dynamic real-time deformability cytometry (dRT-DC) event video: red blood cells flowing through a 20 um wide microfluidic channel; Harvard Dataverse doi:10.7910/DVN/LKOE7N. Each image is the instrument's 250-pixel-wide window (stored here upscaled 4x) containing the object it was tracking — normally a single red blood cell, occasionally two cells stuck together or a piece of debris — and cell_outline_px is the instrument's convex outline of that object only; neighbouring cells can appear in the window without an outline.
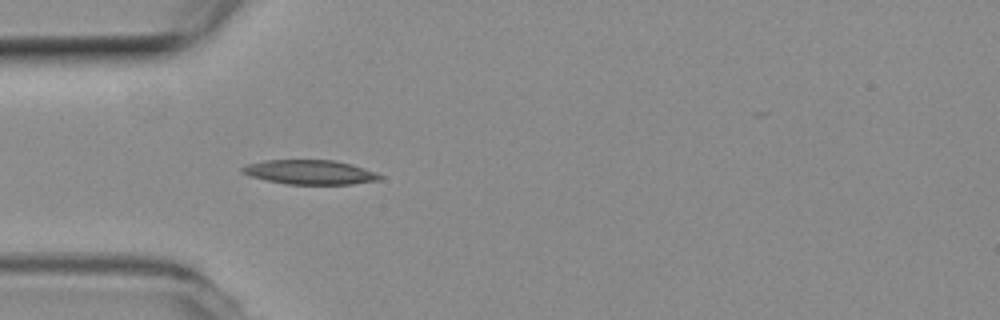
{"species": "common noctule bat (a hibernating species)", "species_latin": "Nyctalus noctula", "temperature_condition": "room temperature", "stored_images_in_passage": 3, "camera_frame_rate_fps": 3000, "um_per_image_px": 0.085, "animal": {"sex": "female", "body_mass_g": 19.3, "forearm_length_mm": 54.1}, "frame": {"image": 1, "passage_image": 3, "time_ms": 0.667, "image_size_px": [1000, 320], "cell_outline_px": [[384, 176], [380, 180], [352, 184], [288, 184], [268, 180], [252, 176], [240, 172], [240, 168], [248, 164], [264, 160], [336, 160], [352, 164], [376, 172]], "centroid_in_image_um": [26.38, 14.63], "position_along_channel_um": 58.6, "area_um2": 19.54}}